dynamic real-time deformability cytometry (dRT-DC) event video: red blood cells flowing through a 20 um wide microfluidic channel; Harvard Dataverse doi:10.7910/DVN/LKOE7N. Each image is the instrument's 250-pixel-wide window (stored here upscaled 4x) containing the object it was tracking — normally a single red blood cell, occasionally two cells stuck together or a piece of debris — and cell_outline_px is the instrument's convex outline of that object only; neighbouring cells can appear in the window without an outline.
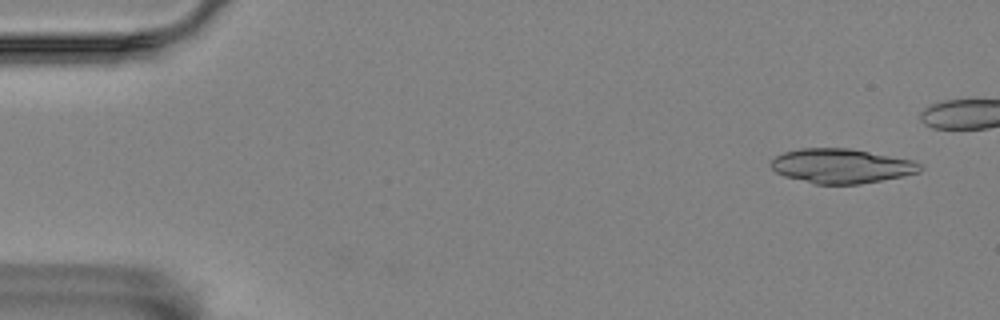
{"species": "Egyptian fruit bat (a non-hibernating species)", "species_latin": "Rousettus aegyptiacus", "temperature_condition": "room temperature", "stored_images_in_passage": 16, "camera_frame_rate_fps": 3000, "um_per_image_px": 0.085, "animal": {"sex": "female"}, "frame": {"image": 1, "passage_image": 1, "time_ms": 0.0, "image_size_px": [1000, 320], "cell_outline_px": [[924, 168], [920, 172], [904, 176], [860, 184], [816, 184], [784, 176], [776, 172], [768, 164], [776, 156], [784, 152], [800, 148], [852, 148], [912, 160], [920, 164]], "centroid_in_image_um": [71.52, 14.1], "position_along_channel_um": 13.5, "area_um2": 30.11}}
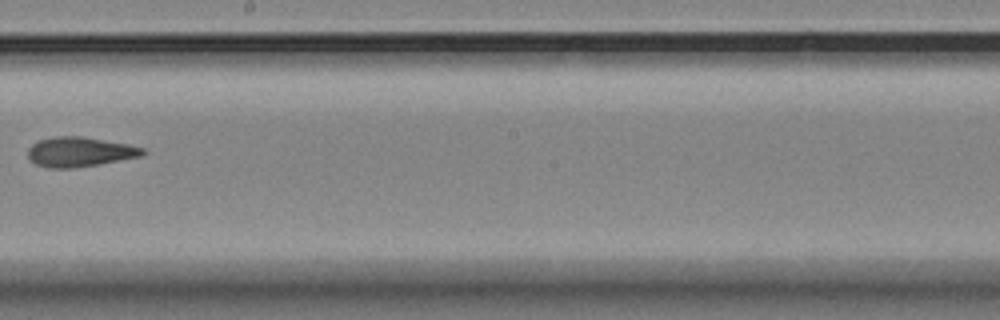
{"frame": {"image": 2, "passage_image": 11, "time_ms": 3.333, "image_size_px": [1000, 320], "cell_outline_px": [[148, 152], [144, 156], [100, 164], [72, 168], [48, 168], [36, 164], [28, 156], [28, 148], [32, 144], [40, 140], [56, 136], [84, 136], [128, 144], [144, 148]], "centroid_in_image_um": [6.83, 12.91], "position_along_channel_um": 241.4, "area_um2": 20.06}}
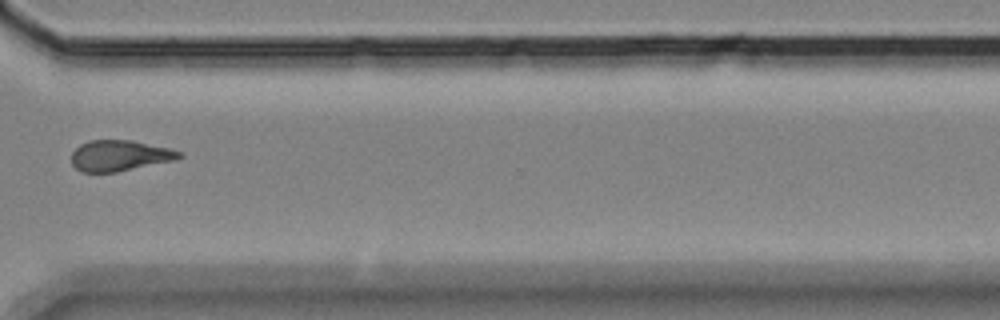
{"frame": {"image": 3, "passage_image": 14, "time_ms": 4.333, "image_size_px": [1000, 320], "cell_outline_px": [[184, 156], [176, 160], [116, 172], [80, 172], [72, 164], [72, 152], [80, 144], [88, 140], [132, 140], [168, 148], [184, 152]], "centroid_in_image_um": [10.19, 13.23], "position_along_channel_um": 360.4, "area_um2": 19.48}}